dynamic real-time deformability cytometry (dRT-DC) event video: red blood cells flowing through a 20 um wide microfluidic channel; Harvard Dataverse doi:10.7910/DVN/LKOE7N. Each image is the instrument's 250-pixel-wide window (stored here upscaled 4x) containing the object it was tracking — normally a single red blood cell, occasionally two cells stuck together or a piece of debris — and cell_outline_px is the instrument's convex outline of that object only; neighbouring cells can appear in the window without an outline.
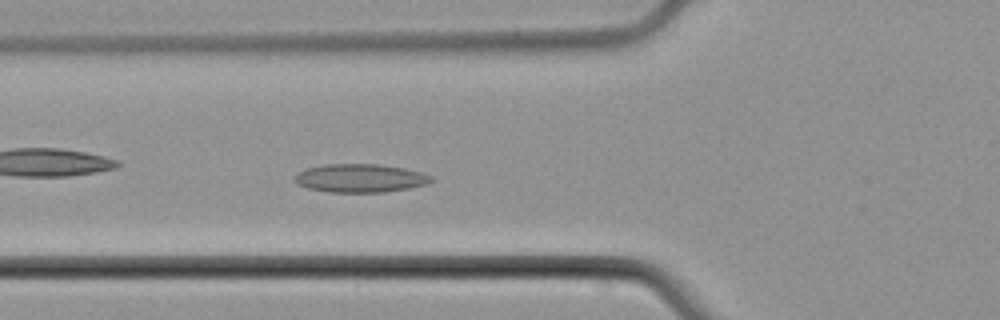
{"species": "common noctule bat (a hibernating species)", "species_latin": "Nyctalus noctula", "temperature_condition": "cold", "stored_images_in_passage": 4, "camera_frame_rate_fps": 3000, "um_per_image_px": 0.085, "animal": {"sex": "male", "body_mass_g": 21.5, "forearm_length_mm": 52.0}, "frame": {"image": 1, "passage_image": 4, "time_ms": 3.333, "image_size_px": [1000, 320], "cell_outline_px": [[432, 180], [428, 184], [408, 188], [384, 192], [328, 192], [308, 188], [296, 184], [296, 176], [304, 168], [324, 164], [380, 164], [404, 168], [420, 172], [432, 176]], "centroid_in_image_um": [30.61, 15.14], "position_along_channel_um": 95.2, "area_um2": 22.54}}